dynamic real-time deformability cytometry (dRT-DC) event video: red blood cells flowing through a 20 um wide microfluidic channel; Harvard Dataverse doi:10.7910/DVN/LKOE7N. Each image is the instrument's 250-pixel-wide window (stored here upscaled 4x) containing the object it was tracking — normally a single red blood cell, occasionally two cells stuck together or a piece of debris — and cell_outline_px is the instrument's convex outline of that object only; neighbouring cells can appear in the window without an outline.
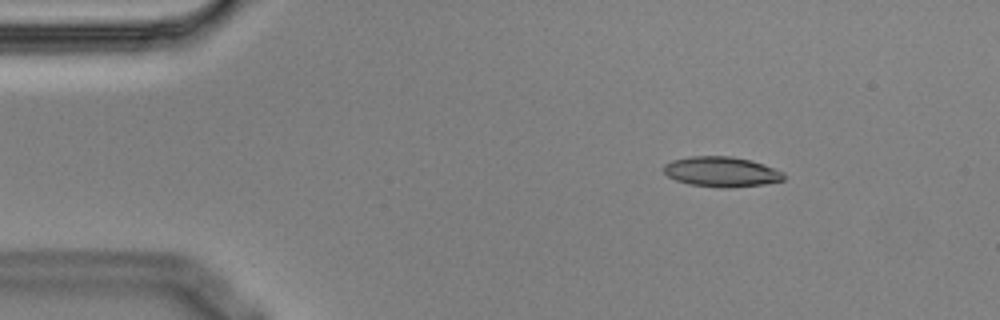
{"species": "Egyptian fruit bat (a non-hibernating species)", "species_latin": "Rousettus aegyptiacus", "temperature_condition": "cold", "stored_images_in_passage": 6, "camera_frame_rate_fps": 3000, "um_per_image_px": 0.085, "animal": {"sex": "male"}, "frame": {"image": 1, "passage_image": 2, "time_ms": 0.333, "image_size_px": [1000, 320], "cell_outline_px": [[784, 180], [764, 184], [732, 188], [720, 188], [688, 184], [676, 180], [668, 176], [664, 172], [664, 164], [672, 160], [692, 156], [732, 156], [752, 160], [764, 164], [784, 172]], "centroid_in_image_um": [61.34, 14.6], "position_along_channel_um": 23.7, "area_um2": 21.27}}